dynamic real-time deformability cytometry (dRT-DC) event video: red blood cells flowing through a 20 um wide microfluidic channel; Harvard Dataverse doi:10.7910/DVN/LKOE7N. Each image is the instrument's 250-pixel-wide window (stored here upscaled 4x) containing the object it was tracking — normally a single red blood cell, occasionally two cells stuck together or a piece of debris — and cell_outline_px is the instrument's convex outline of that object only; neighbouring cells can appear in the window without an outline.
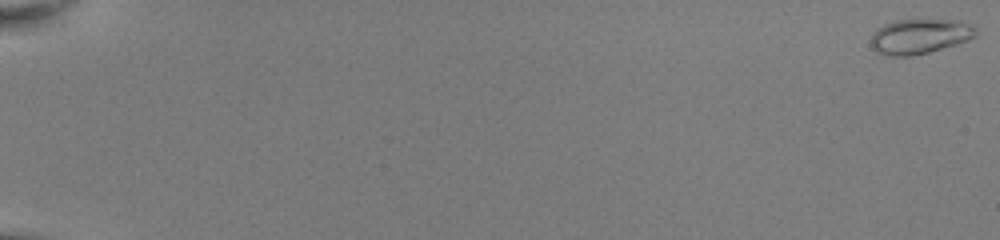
{"species": "common noctule bat (a hibernating species)", "species_latin": "Nyctalus noctula", "temperature_condition": "room temperature", "stored_images_in_passage": 53, "camera_frame_rate_fps": 3000, "um_per_image_px": 0.085, "animal": {"sex": "female", "body_mass_g": 22.0, "forearm_length_mm": 56.7}, "frame": {"image": 1, "passage_image": 1, "time_ms": 0.0, "image_size_px": [1000, 240], "cell_outline_px": [[976, 36], [968, 40], [956, 44], [928, 52], [912, 56], [884, 56], [876, 52], [872, 48], [872, 32], [876, 28], [884, 24], [896, 20], [960, 20], [976, 28]], "centroid_in_image_um": [78.14, 3.09], "position_along_channel_um": 6.9, "area_um2": 21.39}}
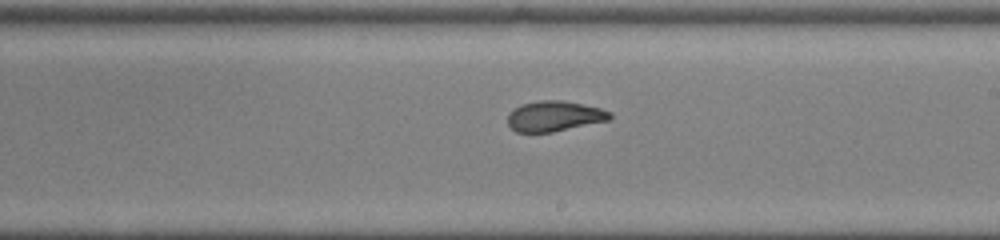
{"frame": {"image": 2, "passage_image": 34, "time_ms": 11.0, "image_size_px": [1000, 240], "cell_outline_px": [[612, 116], [608, 120], [552, 132], [516, 132], [508, 124], [508, 112], [520, 104], [540, 100], [560, 100], [600, 108], [612, 112]], "centroid_in_image_um": [47.09, 9.87], "position_along_channel_um": 241.9, "area_um2": 17.98}}
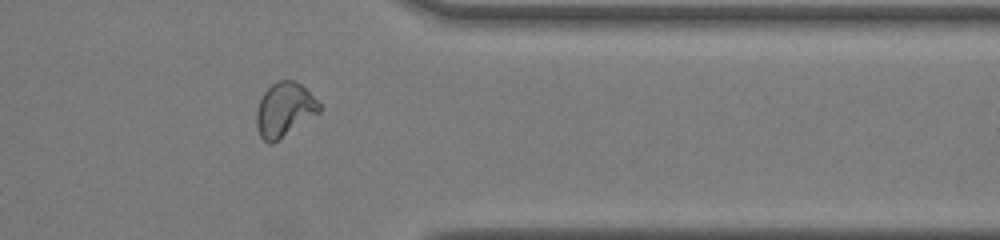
{"frame": {"image": 3, "passage_image": 45, "time_ms": 14.667, "image_size_px": [1000, 240], "cell_outline_px": [[320, 112], [272, 144], [268, 144], [260, 136], [256, 128], [256, 108], [264, 92], [276, 80], [292, 80], [300, 84], [320, 104]], "centroid_in_image_um": [24.14, 9.33], "position_along_channel_um": 387.3, "area_um2": 19.65}, "authors_computed_cell_mechanics": {"area_um2": 19.363, "velocity_mm_per_s": 4.0635, "shape_relaxation_time_tau1_ms": 11.2762, "shape_relaxation_time_tau2_ms": 0.8692, "deformation_change_tau1": 0.299, "deformation_change_tau2": 0.0604}}